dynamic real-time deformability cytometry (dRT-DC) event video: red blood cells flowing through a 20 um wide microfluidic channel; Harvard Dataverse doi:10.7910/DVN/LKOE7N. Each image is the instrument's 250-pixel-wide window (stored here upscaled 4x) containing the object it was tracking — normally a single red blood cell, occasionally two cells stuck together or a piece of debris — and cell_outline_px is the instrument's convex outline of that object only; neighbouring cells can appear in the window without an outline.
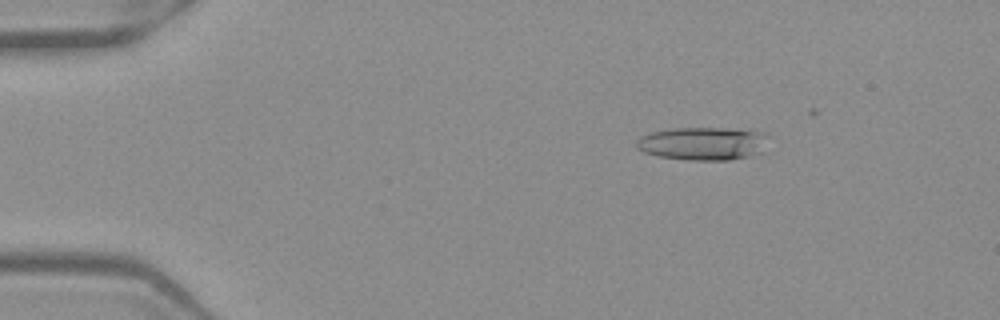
{"species": "Egyptian fruit bat (a non-hibernating species)", "species_latin": "Rousettus aegyptiacus", "temperature_condition": "warm", "stored_images_in_passage": 35, "camera_frame_rate_fps": 3000, "um_per_image_px": 0.085, "frame": {"image": 1, "passage_image": 8, "time_ms": 2.333, "image_size_px": [1000, 320], "cell_outline_px": [[772, 136], [764, 152], [748, 156], [728, 160], [688, 160], [660, 156], [644, 152], [636, 148], [636, 140], [640, 136], [652, 132], [668, 128], [748, 128], [768, 132]], "centroid_in_image_um": [59.88, 12.17], "position_along_channel_um": 25.1, "area_um2": 26.36}}
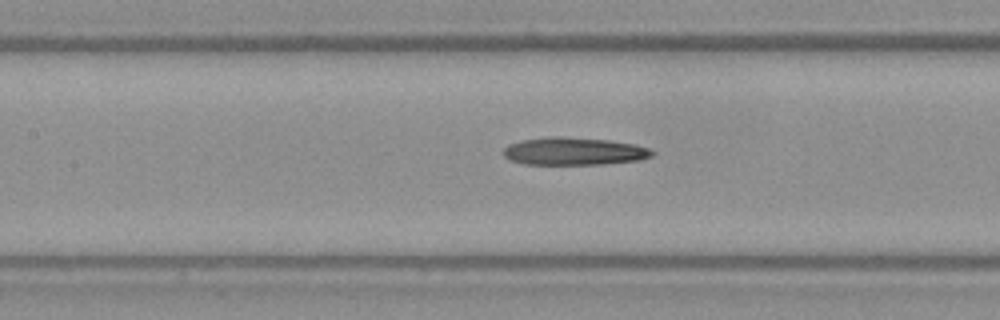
{"frame": {"image": 2, "passage_image": 24, "time_ms": 7.667, "image_size_px": [1000, 320], "cell_outline_px": [[656, 152], [652, 156], [640, 160], [604, 164], [524, 164], [508, 160], [500, 152], [508, 144], [520, 140], [552, 136], [560, 136], [608, 140], [636, 144], [648, 148]], "centroid_in_image_um": [48.75, 12.86], "position_along_channel_um": 158.6, "area_um2": 24.28}}
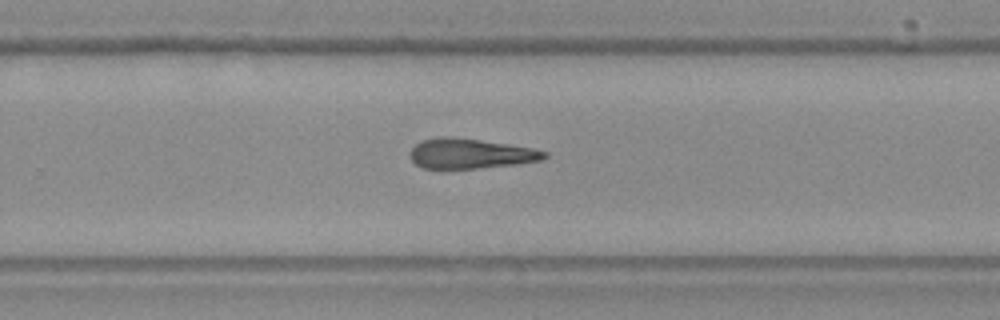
{"frame": {"image": 3, "passage_image": 34, "time_ms": 11.0, "image_size_px": [1000, 320], "cell_outline_px": [[548, 156], [544, 160], [516, 164], [476, 168], [424, 168], [416, 164], [408, 156], [408, 152], [420, 140], [440, 136], [452, 136], [508, 144], [532, 148], [548, 152]], "centroid_in_image_um": [39.97, 13.04], "position_along_channel_um": 289.8, "area_um2": 23.58}}